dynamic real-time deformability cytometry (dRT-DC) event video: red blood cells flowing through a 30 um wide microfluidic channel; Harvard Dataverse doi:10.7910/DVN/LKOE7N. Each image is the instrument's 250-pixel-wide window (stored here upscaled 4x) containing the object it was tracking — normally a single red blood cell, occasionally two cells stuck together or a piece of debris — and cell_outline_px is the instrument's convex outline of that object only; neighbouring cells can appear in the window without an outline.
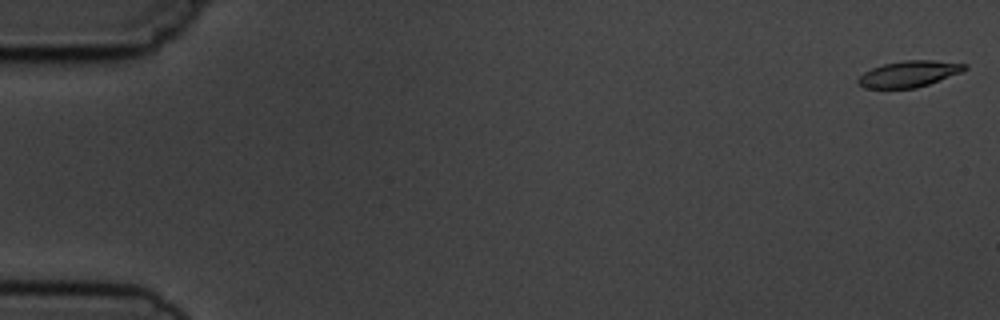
{"species": "common noctule bat (a hibernating species)", "species_latin": "Nyctalus noctula", "temperature_condition": "cold", "stored_images_in_passage": 8, "camera_frame_rate_fps": 3000, "um_per_image_px": 0.085, "animal": {"sex": "male", "body_mass_g": 19.5, "forearm_length_mm": 54.6}, "frame": {"image": 1, "passage_image": 1, "time_ms": 0.0, "image_size_px": [1000, 320], "cell_outline_px": [[968, 68], [960, 72], [928, 84], [916, 88], [864, 88], [856, 84], [856, 80], [864, 72], [872, 68], [884, 64], [904, 60], [932, 60], [968, 64]], "centroid_in_image_um": [77.22, 6.28], "position_along_channel_um": 7.8, "area_um2": 16.18}}
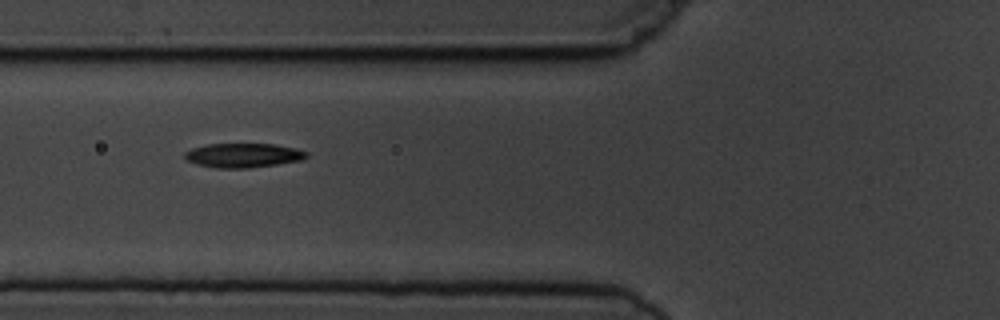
{"frame": {"image": 2, "passage_image": 7, "time_ms": 6.667, "image_size_px": [1000, 320], "cell_outline_px": [[308, 156], [304, 160], [248, 168], [216, 168], [196, 164], [188, 160], [184, 156], [184, 152], [192, 148], [208, 144], [276, 144], [296, 148], [308, 152]], "centroid_in_image_um": [20.7, 13.2], "position_along_channel_um": 105.1, "area_um2": 17.28}}
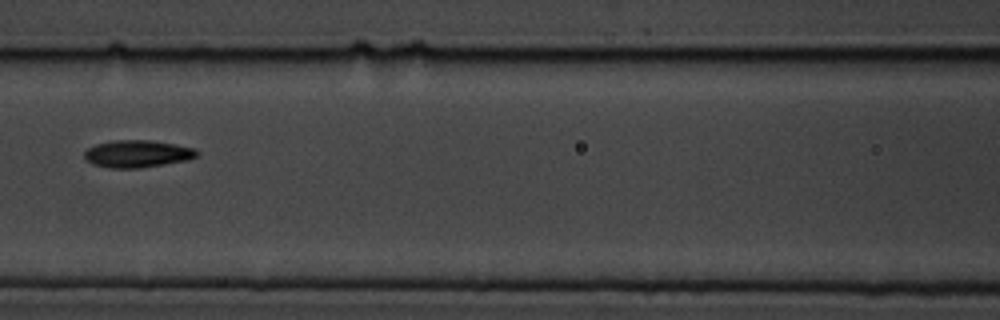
{"frame": {"image": 3, "passage_image": 8, "time_ms": 8.0, "image_size_px": [1000, 320], "cell_outline_px": [[200, 152], [196, 156], [188, 160], [140, 168], [108, 168], [92, 164], [84, 156], [84, 152], [88, 148], [96, 144], [112, 140], [152, 140], [192, 148]], "centroid_in_image_um": [11.65, 13.07], "position_along_channel_um": 155.0, "area_um2": 17.8}}